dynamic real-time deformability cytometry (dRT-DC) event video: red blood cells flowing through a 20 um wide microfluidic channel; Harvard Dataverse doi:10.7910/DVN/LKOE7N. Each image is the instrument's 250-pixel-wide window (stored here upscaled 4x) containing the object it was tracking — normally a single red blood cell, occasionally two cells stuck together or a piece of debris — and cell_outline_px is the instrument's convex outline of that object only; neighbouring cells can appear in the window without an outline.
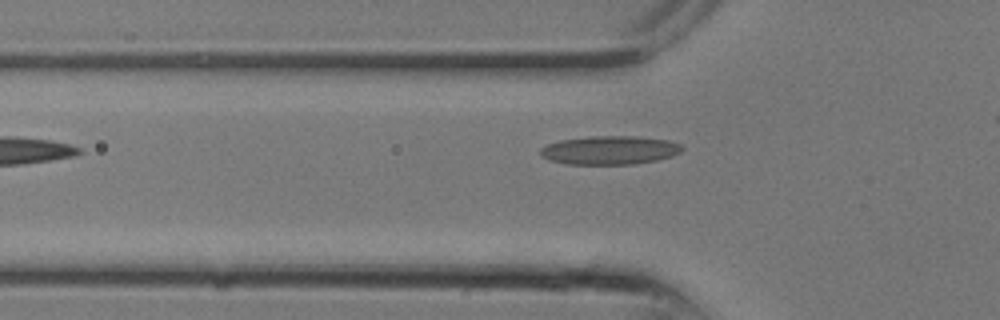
{"species": "common noctule bat (a hibernating species)", "species_latin": "Nyctalus noctula", "temperature_condition": "room temperature", "stored_images_in_passage": 6, "camera_frame_rate_fps": 3000, "um_per_image_px": 0.085, "animal": {"sex": "male", "body_mass_g": 13.3}, "frame": {"image": 1, "passage_image": 6, "time_ms": 1.667, "image_size_px": [1000, 320], "cell_outline_px": [[684, 148], [680, 152], [672, 156], [656, 160], [636, 164], [564, 164], [548, 160], [540, 156], [540, 148], [548, 144], [560, 140], [588, 136], [636, 136], [668, 140], [680, 144]], "centroid_in_image_um": [51.8, 12.76], "position_along_channel_um": 74.0, "area_um2": 23.81}}